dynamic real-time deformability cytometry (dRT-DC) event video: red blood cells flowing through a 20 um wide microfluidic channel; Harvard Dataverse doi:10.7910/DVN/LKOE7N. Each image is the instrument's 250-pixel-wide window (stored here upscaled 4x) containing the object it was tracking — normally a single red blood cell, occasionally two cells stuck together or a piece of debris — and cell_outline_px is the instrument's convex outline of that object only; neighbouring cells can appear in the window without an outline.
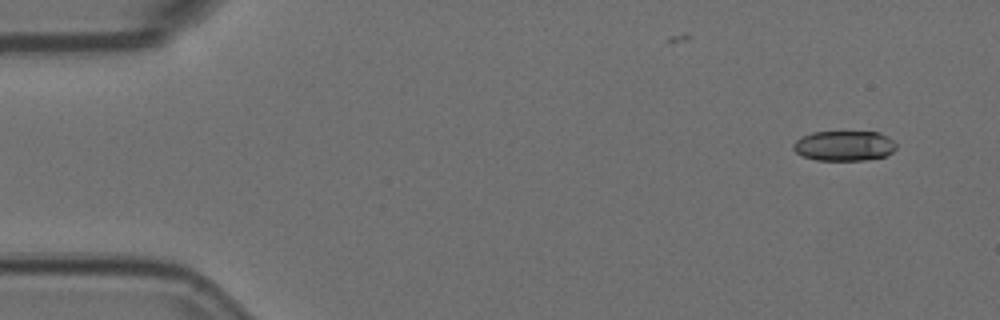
{"species": "Egyptian fruit bat (a non-hibernating species)", "species_latin": "Rousettus aegyptiacus", "temperature_condition": "room temperature", "stored_images_in_passage": 8, "camera_frame_rate_fps": 3000, "um_per_image_px": 0.085, "animal": {"sex": "female"}, "frame": {"image": 1, "passage_image": 1, "time_ms": 0.0, "image_size_px": [1000, 320], "cell_outline_px": [[896, 148], [892, 152], [884, 156], [864, 160], [816, 160], [804, 156], [796, 152], [792, 148], [792, 144], [800, 136], [812, 132], [880, 132], [888, 136], [896, 144]], "centroid_in_image_um": [71.73, 12.38], "position_along_channel_um": 13.3, "area_um2": 18.09}}
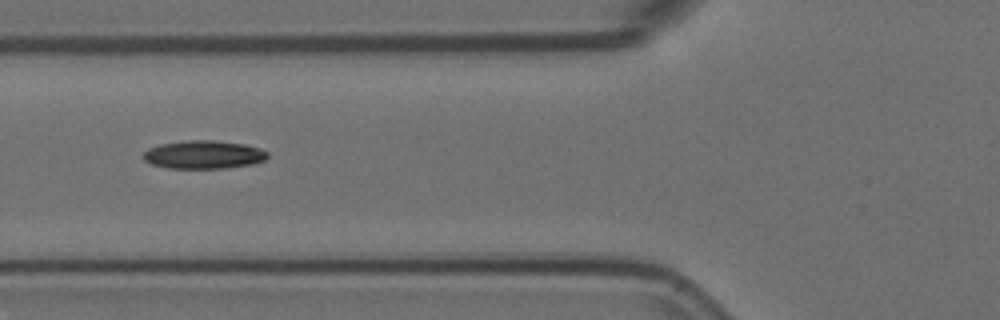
{"frame": {"image": 2, "passage_image": 6, "time_ms": 1.667, "image_size_px": [1000, 320], "cell_outline_px": [[268, 156], [264, 160], [252, 164], [224, 168], [168, 168], [152, 164], [144, 160], [140, 156], [148, 148], [160, 144], [188, 140], [212, 140], [244, 144], [260, 148], [268, 152]], "centroid_in_image_um": [17.28, 13.14], "position_along_channel_um": 108.5, "area_um2": 20.46}}
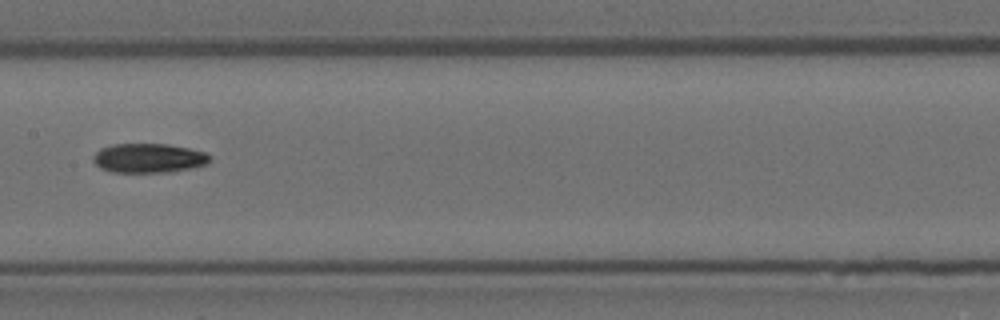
{"frame": {"image": 3, "passage_image": 8, "time_ms": 2.333, "image_size_px": [1000, 320], "cell_outline_px": [[212, 160], [208, 164], [192, 168], [168, 172], [112, 172], [100, 168], [92, 160], [92, 156], [100, 148], [112, 144], [168, 144], [188, 148], [204, 152], [212, 156]], "centroid_in_image_um": [12.65, 13.44], "position_along_channel_um": 194.8, "area_um2": 20.11}}